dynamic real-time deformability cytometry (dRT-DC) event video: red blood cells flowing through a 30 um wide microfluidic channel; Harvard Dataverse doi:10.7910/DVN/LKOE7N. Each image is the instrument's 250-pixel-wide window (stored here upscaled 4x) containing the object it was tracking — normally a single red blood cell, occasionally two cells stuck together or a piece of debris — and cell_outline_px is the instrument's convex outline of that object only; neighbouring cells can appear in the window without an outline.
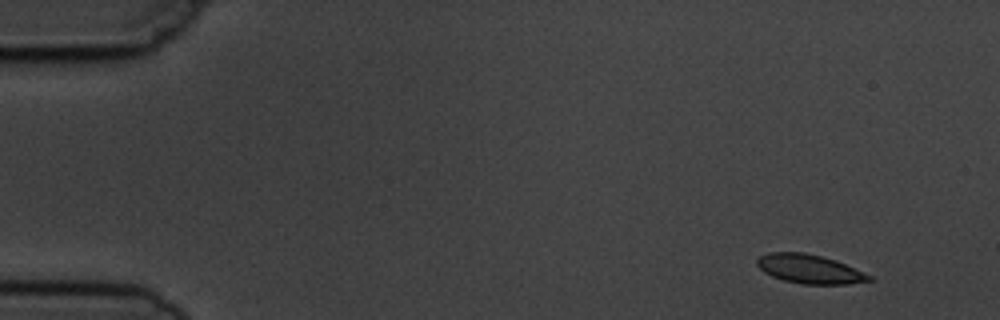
{"species": "common noctule bat (a hibernating species)", "species_latin": "Nyctalus noctula", "temperature_condition": "cold", "stored_images_in_passage": 5, "camera_frame_rate_fps": 3000, "um_per_image_px": 0.085, "animal": {"sex": "male", "body_mass_g": 19.5, "forearm_length_mm": 54.6}, "frame": {"image": 1, "passage_image": 1, "time_ms": 0.0, "image_size_px": [1000, 320], "cell_outline_px": [[876, 280], [848, 284], [804, 284], [784, 280], [772, 276], [764, 272], [756, 264], [756, 260], [760, 256], [768, 252], [804, 252], [836, 260], [872, 276]], "centroid_in_image_um": [68.82, 22.86], "position_along_channel_um": 16.2, "area_um2": 18.9}}